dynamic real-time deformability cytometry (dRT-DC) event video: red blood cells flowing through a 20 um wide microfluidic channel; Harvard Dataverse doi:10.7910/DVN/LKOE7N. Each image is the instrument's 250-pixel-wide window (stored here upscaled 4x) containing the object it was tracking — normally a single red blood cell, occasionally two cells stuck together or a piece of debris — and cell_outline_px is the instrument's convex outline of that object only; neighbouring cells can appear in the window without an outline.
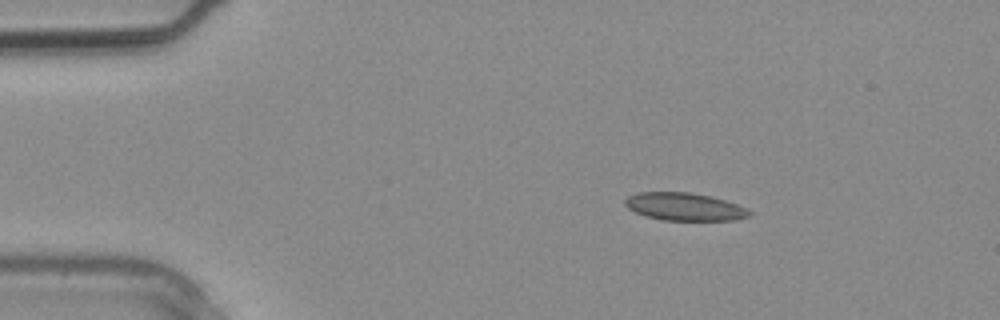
{"species": "common noctule bat (a hibernating species)", "species_latin": "Nyctalus noctula", "temperature_condition": "warm", "stored_images_in_passage": 2, "camera_frame_rate_fps": 3000, "um_per_image_px": 0.085, "animal": {"sex": "male", "body_mass_g": 20.4}, "frame": {"image": 1, "passage_image": 1, "time_ms": 0.0, "image_size_px": [1000, 320], "cell_outline_px": [[752, 212], [748, 216], [736, 220], [664, 220], [644, 216], [628, 208], [624, 204], [624, 200], [628, 196], [640, 192], [688, 192], [712, 196], [736, 204]], "centroid_in_image_um": [58.15, 17.57], "position_along_channel_um": 26.9, "area_um2": 20.0}}
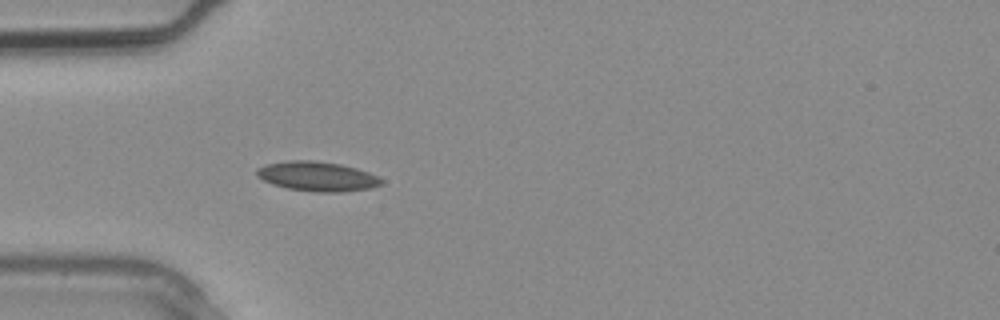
{"frame": {"image": 2, "passage_image": 2, "time_ms": 0.333, "image_size_px": [1000, 320], "cell_outline_px": [[384, 184], [372, 188], [344, 192], [316, 192], [288, 188], [272, 184], [256, 176], [256, 168], [264, 164], [288, 160], [316, 160], [340, 164], [356, 168], [380, 176], [384, 180]], "centroid_in_image_um": [26.99, 14.99], "position_along_channel_um": 58.0, "area_um2": 21.85}}